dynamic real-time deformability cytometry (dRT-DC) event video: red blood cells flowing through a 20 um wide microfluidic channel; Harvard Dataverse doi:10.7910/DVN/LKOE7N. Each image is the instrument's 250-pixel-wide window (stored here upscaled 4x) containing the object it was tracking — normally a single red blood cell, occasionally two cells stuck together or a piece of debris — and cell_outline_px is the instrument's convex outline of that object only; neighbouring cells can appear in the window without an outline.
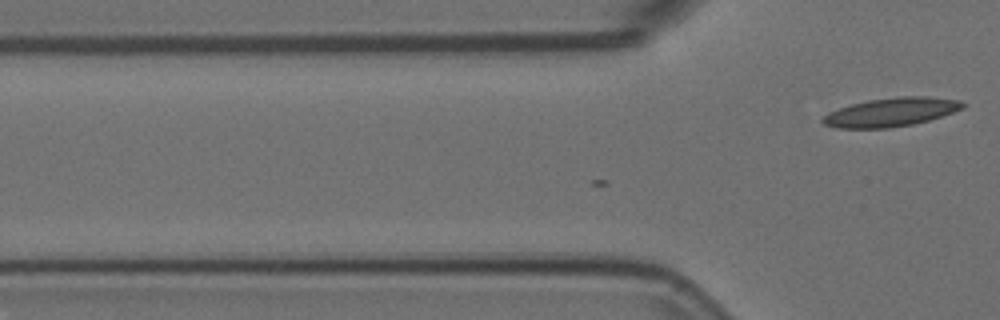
{"species": "Egyptian fruit bat (a non-hibernating species)", "species_latin": "Rousettus aegyptiacus", "temperature_condition": "room temperature", "stored_images_in_passage": 3, "camera_frame_rate_fps": 3000, "um_per_image_px": 0.085, "animal": {"sex": "female"}, "frame": {"image": 1, "passage_image": 3, "time_ms": 0.667, "image_size_px": [1000, 320], "cell_outline_px": [[968, 104], [964, 108], [928, 120], [912, 124], [888, 128], [836, 128], [824, 124], [820, 120], [828, 112], [852, 104], [868, 100], [900, 96], [924, 96], [960, 100]], "centroid_in_image_um": [75.74, 9.53], "position_along_channel_um": 50.1, "area_um2": 23.29}}